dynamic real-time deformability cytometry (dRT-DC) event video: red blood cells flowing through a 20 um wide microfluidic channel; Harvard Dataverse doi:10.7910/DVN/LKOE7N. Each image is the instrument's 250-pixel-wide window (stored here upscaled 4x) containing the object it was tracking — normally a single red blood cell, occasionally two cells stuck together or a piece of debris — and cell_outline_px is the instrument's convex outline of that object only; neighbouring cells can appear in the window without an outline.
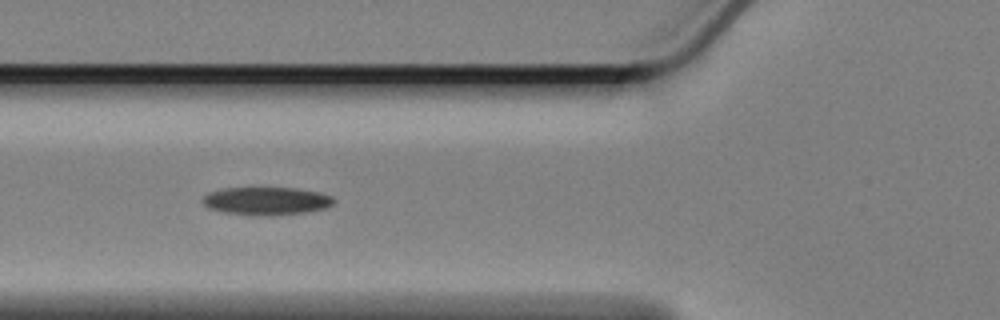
{"species": "Egyptian fruit bat (a non-hibernating species)", "species_latin": "Rousettus aegyptiacus", "temperature_condition": "cold", "stored_images_in_passage": 18, "camera_frame_rate_fps": 3000, "um_per_image_px": 0.085, "animal": {"sex": "female"}, "frame": {"image": 1, "passage_image": 8, "time_ms": 2.333, "image_size_px": [1000, 320], "cell_outline_px": [[336, 200], [328, 208], [304, 212], [272, 216], [252, 216], [224, 212], [208, 208], [204, 204], [204, 196], [208, 192], [224, 188], [252, 184], [296, 188], [320, 192], [332, 196]], "centroid_in_image_um": [22.64, 17.03], "position_along_channel_um": 103.2, "area_um2": 22.6}}